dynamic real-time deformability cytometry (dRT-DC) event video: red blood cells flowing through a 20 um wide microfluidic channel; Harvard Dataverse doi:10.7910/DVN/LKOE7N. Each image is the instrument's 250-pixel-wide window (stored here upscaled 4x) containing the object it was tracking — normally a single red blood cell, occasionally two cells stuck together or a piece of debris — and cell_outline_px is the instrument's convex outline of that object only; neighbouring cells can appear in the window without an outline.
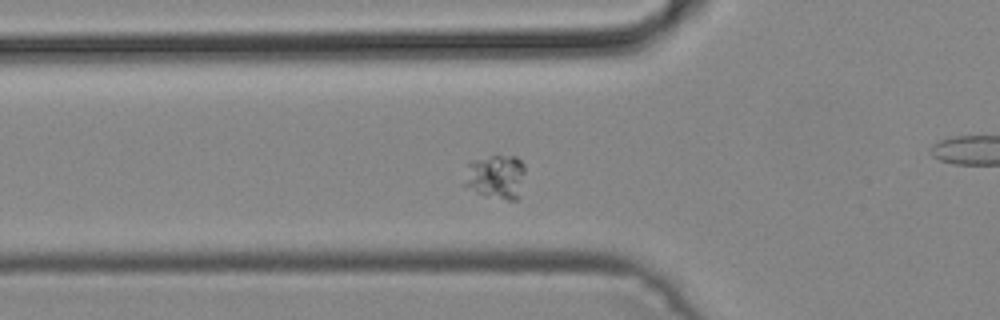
{"species": "common noctule bat (a hibernating species)", "species_latin": "Nyctalus noctula", "temperature_condition": "cold", "stored_images_in_passage": 35, "camera_frame_rate_fps": 3000, "um_per_image_px": 0.085, "animal": {"sex": "male", "body_mass_g": 19.2, "forearm_length_mm": 51.8}, "frame": {"image": 1, "passage_image": 2, "time_ms": 0.333, "image_size_px": [1000, 320], "cell_outline_px": [[524, 172], [516, 200], [508, 200], [484, 196], [476, 192], [464, 184], [468, 160], [492, 156], [516, 156], [524, 164]], "centroid_in_image_um": [42.11, 15.0], "position_along_channel_um": 83.7, "area_um2": 15.49}}
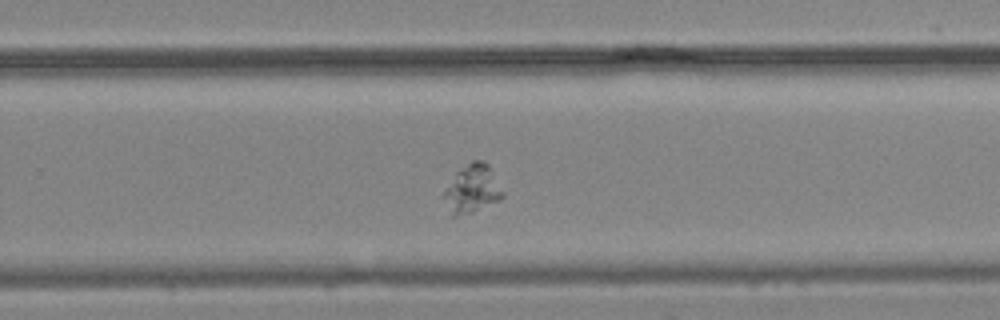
{"frame": {"image": 2, "passage_image": 17, "time_ms": 5.333, "image_size_px": [1000, 320], "cell_outline_px": [[504, 196], [500, 200], [472, 212], [456, 216], [452, 216], [440, 196], [456, 172], [472, 160], [484, 160], [488, 164], [504, 192]], "centroid_in_image_um": [40.11, 16.06], "position_along_channel_um": 289.7, "area_um2": 16.65}}
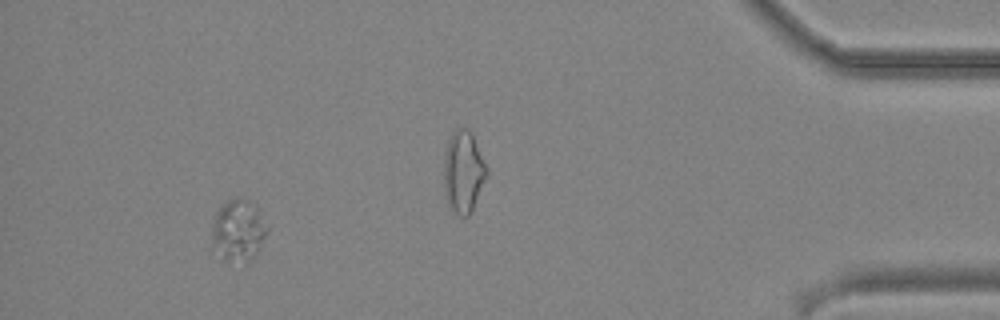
{"frame": {"image": 3, "passage_image": 31, "time_ms": 10.0, "image_size_px": [1000, 320], "cell_outline_px": [[272, 224], [268, 232], [256, 252], [244, 264], [224, 260], [212, 248], [212, 224], [216, 212], [228, 200], [236, 196], [240, 196], [248, 200]], "centroid_in_image_um": [20.28, 19.57], "position_along_channel_um": 414.9, "area_um2": 20.35}}